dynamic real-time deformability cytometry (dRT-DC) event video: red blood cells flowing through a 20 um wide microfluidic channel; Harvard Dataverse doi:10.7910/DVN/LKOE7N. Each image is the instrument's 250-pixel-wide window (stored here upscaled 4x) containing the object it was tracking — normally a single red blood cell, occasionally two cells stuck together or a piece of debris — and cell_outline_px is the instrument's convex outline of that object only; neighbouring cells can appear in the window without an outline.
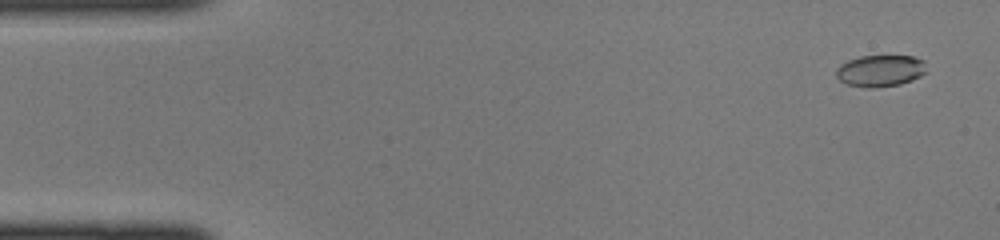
{"species": "common noctule bat (a hibernating species)", "species_latin": "Nyctalus noctula", "temperature_condition": "cold", "stored_images_in_passage": 44, "camera_frame_rate_fps": 3000, "um_per_image_px": 0.085, "animal": {"sex": "female", "body_mass_g": 22.0, "forearm_length_mm": 56.7}, "frame": {"image": 1, "passage_image": 2, "time_ms": 0.333, "image_size_px": [1000, 240], "cell_outline_px": [[924, 72], [920, 76], [912, 80], [900, 84], [872, 88], [868, 88], [848, 84], [840, 80], [836, 76], [836, 68], [840, 64], [848, 60], [860, 56], [912, 56], [924, 60]], "centroid_in_image_um": [74.79, 6.01], "position_along_channel_um": 10.2, "area_um2": 16.53}}
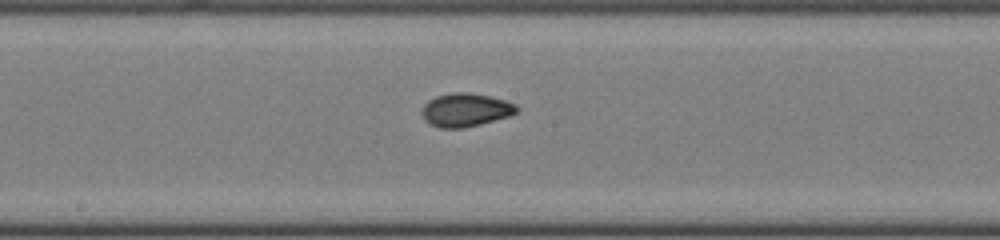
{"frame": {"image": 2, "passage_image": 23, "time_ms": 7.333, "image_size_px": [1000, 240], "cell_outline_px": [[520, 108], [516, 112], [508, 116], [480, 124], [464, 128], [440, 128], [428, 124], [424, 120], [420, 112], [424, 104], [428, 100], [436, 96], [456, 92], [468, 92], [488, 96], [504, 100], [516, 104]], "centroid_in_image_um": [39.53, 9.35], "position_along_channel_um": 208.7, "area_um2": 18.5}}
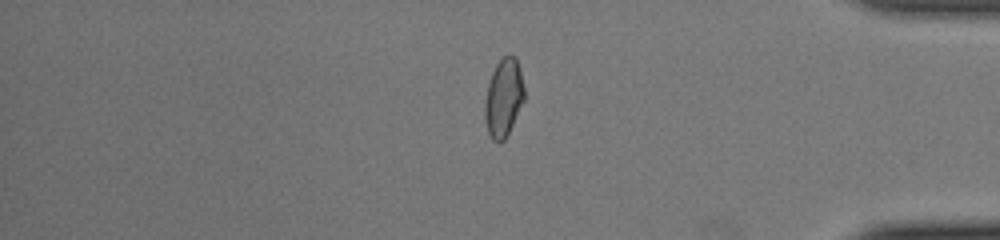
{"frame": {"image": 3, "passage_image": 37, "time_ms": 12.0, "image_size_px": [1000, 240], "cell_outline_px": [[524, 100], [504, 140], [492, 140], [488, 132], [484, 120], [484, 104], [488, 84], [492, 72], [496, 64], [508, 52], [516, 56], [524, 88]], "centroid_in_image_um": [42.79, 8.26], "position_along_channel_um": 392.4, "area_um2": 17.8}}